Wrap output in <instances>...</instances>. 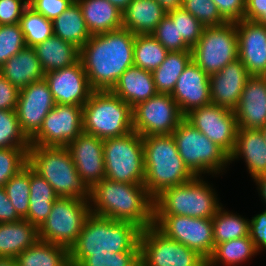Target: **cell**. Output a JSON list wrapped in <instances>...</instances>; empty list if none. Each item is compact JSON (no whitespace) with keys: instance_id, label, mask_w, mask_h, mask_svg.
Wrapping results in <instances>:
<instances>
[{"instance_id":"cell-1","label":"cell","mask_w":266,"mask_h":266,"mask_svg":"<svg viewBox=\"0 0 266 266\" xmlns=\"http://www.w3.org/2000/svg\"><path fill=\"white\" fill-rule=\"evenodd\" d=\"M135 34L121 28L91 35L79 50V60L94 91H109L134 65Z\"/></svg>"},{"instance_id":"cell-2","label":"cell","mask_w":266,"mask_h":266,"mask_svg":"<svg viewBox=\"0 0 266 266\" xmlns=\"http://www.w3.org/2000/svg\"><path fill=\"white\" fill-rule=\"evenodd\" d=\"M89 207L91 214L132 222L141 229L154 225V199L144 184L103 179L91 187Z\"/></svg>"},{"instance_id":"cell-3","label":"cell","mask_w":266,"mask_h":266,"mask_svg":"<svg viewBox=\"0 0 266 266\" xmlns=\"http://www.w3.org/2000/svg\"><path fill=\"white\" fill-rule=\"evenodd\" d=\"M141 230L132 222L90 214L77 241L69 249L70 263L78 266L86 257L107 251L140 252Z\"/></svg>"},{"instance_id":"cell-4","label":"cell","mask_w":266,"mask_h":266,"mask_svg":"<svg viewBox=\"0 0 266 266\" xmlns=\"http://www.w3.org/2000/svg\"><path fill=\"white\" fill-rule=\"evenodd\" d=\"M145 161L144 186L155 199L164 190L185 184L196 176L180 157L173 135L142 137Z\"/></svg>"},{"instance_id":"cell-5","label":"cell","mask_w":266,"mask_h":266,"mask_svg":"<svg viewBox=\"0 0 266 266\" xmlns=\"http://www.w3.org/2000/svg\"><path fill=\"white\" fill-rule=\"evenodd\" d=\"M28 164L55 190L58 197L90 200V187L79 176L66 147L30 146Z\"/></svg>"},{"instance_id":"cell-6","label":"cell","mask_w":266,"mask_h":266,"mask_svg":"<svg viewBox=\"0 0 266 266\" xmlns=\"http://www.w3.org/2000/svg\"><path fill=\"white\" fill-rule=\"evenodd\" d=\"M217 196L204 176H196L191 181L168 188L158 195L154 199V215L212 219L223 206Z\"/></svg>"},{"instance_id":"cell-7","label":"cell","mask_w":266,"mask_h":266,"mask_svg":"<svg viewBox=\"0 0 266 266\" xmlns=\"http://www.w3.org/2000/svg\"><path fill=\"white\" fill-rule=\"evenodd\" d=\"M133 131L132 108L109 91H93L83 105V132L100 139L121 137Z\"/></svg>"},{"instance_id":"cell-8","label":"cell","mask_w":266,"mask_h":266,"mask_svg":"<svg viewBox=\"0 0 266 266\" xmlns=\"http://www.w3.org/2000/svg\"><path fill=\"white\" fill-rule=\"evenodd\" d=\"M172 135L180 157L195 176L219 175L230 165V156L185 119Z\"/></svg>"},{"instance_id":"cell-9","label":"cell","mask_w":266,"mask_h":266,"mask_svg":"<svg viewBox=\"0 0 266 266\" xmlns=\"http://www.w3.org/2000/svg\"><path fill=\"white\" fill-rule=\"evenodd\" d=\"M105 179L144 184L145 161L142 136L136 131L103 142Z\"/></svg>"},{"instance_id":"cell-10","label":"cell","mask_w":266,"mask_h":266,"mask_svg":"<svg viewBox=\"0 0 266 266\" xmlns=\"http://www.w3.org/2000/svg\"><path fill=\"white\" fill-rule=\"evenodd\" d=\"M90 214L89 201L59 197L54 201L48 218L38 229L39 239L70 249Z\"/></svg>"},{"instance_id":"cell-11","label":"cell","mask_w":266,"mask_h":266,"mask_svg":"<svg viewBox=\"0 0 266 266\" xmlns=\"http://www.w3.org/2000/svg\"><path fill=\"white\" fill-rule=\"evenodd\" d=\"M192 61L209 76L238 59L236 22L204 27L202 36L191 48Z\"/></svg>"},{"instance_id":"cell-12","label":"cell","mask_w":266,"mask_h":266,"mask_svg":"<svg viewBox=\"0 0 266 266\" xmlns=\"http://www.w3.org/2000/svg\"><path fill=\"white\" fill-rule=\"evenodd\" d=\"M141 266H207V260L197 251L174 241L154 225L141 230Z\"/></svg>"},{"instance_id":"cell-13","label":"cell","mask_w":266,"mask_h":266,"mask_svg":"<svg viewBox=\"0 0 266 266\" xmlns=\"http://www.w3.org/2000/svg\"><path fill=\"white\" fill-rule=\"evenodd\" d=\"M183 119L171 94L157 93L132 108L133 131L142 137L171 135Z\"/></svg>"},{"instance_id":"cell-14","label":"cell","mask_w":266,"mask_h":266,"mask_svg":"<svg viewBox=\"0 0 266 266\" xmlns=\"http://www.w3.org/2000/svg\"><path fill=\"white\" fill-rule=\"evenodd\" d=\"M154 226L169 239L197 251L206 260L214 251L212 219L154 215Z\"/></svg>"},{"instance_id":"cell-15","label":"cell","mask_w":266,"mask_h":266,"mask_svg":"<svg viewBox=\"0 0 266 266\" xmlns=\"http://www.w3.org/2000/svg\"><path fill=\"white\" fill-rule=\"evenodd\" d=\"M184 119L221 147L229 156L232 154L239 129L233 110L210 103L192 109L184 115Z\"/></svg>"},{"instance_id":"cell-16","label":"cell","mask_w":266,"mask_h":266,"mask_svg":"<svg viewBox=\"0 0 266 266\" xmlns=\"http://www.w3.org/2000/svg\"><path fill=\"white\" fill-rule=\"evenodd\" d=\"M83 132V107L56 104L43 120L30 146L66 147Z\"/></svg>"},{"instance_id":"cell-17","label":"cell","mask_w":266,"mask_h":266,"mask_svg":"<svg viewBox=\"0 0 266 266\" xmlns=\"http://www.w3.org/2000/svg\"><path fill=\"white\" fill-rule=\"evenodd\" d=\"M56 102L45 79L20 89L16 114L21 131L30 140Z\"/></svg>"},{"instance_id":"cell-18","label":"cell","mask_w":266,"mask_h":266,"mask_svg":"<svg viewBox=\"0 0 266 266\" xmlns=\"http://www.w3.org/2000/svg\"><path fill=\"white\" fill-rule=\"evenodd\" d=\"M44 79L56 104L83 107L94 91L80 60L69 67L46 72Z\"/></svg>"},{"instance_id":"cell-19","label":"cell","mask_w":266,"mask_h":266,"mask_svg":"<svg viewBox=\"0 0 266 266\" xmlns=\"http://www.w3.org/2000/svg\"><path fill=\"white\" fill-rule=\"evenodd\" d=\"M103 142L104 139L82 132L66 146L79 176L90 188L105 179Z\"/></svg>"},{"instance_id":"cell-20","label":"cell","mask_w":266,"mask_h":266,"mask_svg":"<svg viewBox=\"0 0 266 266\" xmlns=\"http://www.w3.org/2000/svg\"><path fill=\"white\" fill-rule=\"evenodd\" d=\"M238 59L251 76L266 70V25L242 19L236 22Z\"/></svg>"},{"instance_id":"cell-21","label":"cell","mask_w":266,"mask_h":266,"mask_svg":"<svg viewBox=\"0 0 266 266\" xmlns=\"http://www.w3.org/2000/svg\"><path fill=\"white\" fill-rule=\"evenodd\" d=\"M171 97L183 115L192 109L209 105L210 76L191 60L179 76Z\"/></svg>"},{"instance_id":"cell-22","label":"cell","mask_w":266,"mask_h":266,"mask_svg":"<svg viewBox=\"0 0 266 266\" xmlns=\"http://www.w3.org/2000/svg\"><path fill=\"white\" fill-rule=\"evenodd\" d=\"M251 77L243 63L236 59L210 76L211 104L235 110L246 81Z\"/></svg>"},{"instance_id":"cell-23","label":"cell","mask_w":266,"mask_h":266,"mask_svg":"<svg viewBox=\"0 0 266 266\" xmlns=\"http://www.w3.org/2000/svg\"><path fill=\"white\" fill-rule=\"evenodd\" d=\"M234 112L238 128L262 129L266 126V81L261 76H251L246 81Z\"/></svg>"},{"instance_id":"cell-24","label":"cell","mask_w":266,"mask_h":266,"mask_svg":"<svg viewBox=\"0 0 266 266\" xmlns=\"http://www.w3.org/2000/svg\"><path fill=\"white\" fill-rule=\"evenodd\" d=\"M239 158L244 159L247 171L253 179L266 174V138L262 129H238L230 163L239 161Z\"/></svg>"},{"instance_id":"cell-25","label":"cell","mask_w":266,"mask_h":266,"mask_svg":"<svg viewBox=\"0 0 266 266\" xmlns=\"http://www.w3.org/2000/svg\"><path fill=\"white\" fill-rule=\"evenodd\" d=\"M110 91L131 108L157 94L152 72L134 65L119 77Z\"/></svg>"},{"instance_id":"cell-26","label":"cell","mask_w":266,"mask_h":266,"mask_svg":"<svg viewBox=\"0 0 266 266\" xmlns=\"http://www.w3.org/2000/svg\"><path fill=\"white\" fill-rule=\"evenodd\" d=\"M0 73L19 90L44 79L45 73L33 47H25L0 67Z\"/></svg>"},{"instance_id":"cell-27","label":"cell","mask_w":266,"mask_h":266,"mask_svg":"<svg viewBox=\"0 0 266 266\" xmlns=\"http://www.w3.org/2000/svg\"><path fill=\"white\" fill-rule=\"evenodd\" d=\"M167 15L155 0H132L122 12L123 28L133 34H151L158 23Z\"/></svg>"},{"instance_id":"cell-28","label":"cell","mask_w":266,"mask_h":266,"mask_svg":"<svg viewBox=\"0 0 266 266\" xmlns=\"http://www.w3.org/2000/svg\"><path fill=\"white\" fill-rule=\"evenodd\" d=\"M91 35L121 29L122 12L107 0H76Z\"/></svg>"},{"instance_id":"cell-29","label":"cell","mask_w":266,"mask_h":266,"mask_svg":"<svg viewBox=\"0 0 266 266\" xmlns=\"http://www.w3.org/2000/svg\"><path fill=\"white\" fill-rule=\"evenodd\" d=\"M39 240L38 228L26 219L0 223V257L16 258Z\"/></svg>"},{"instance_id":"cell-30","label":"cell","mask_w":266,"mask_h":266,"mask_svg":"<svg viewBox=\"0 0 266 266\" xmlns=\"http://www.w3.org/2000/svg\"><path fill=\"white\" fill-rule=\"evenodd\" d=\"M33 48L44 73L69 67L79 60V49L55 35Z\"/></svg>"},{"instance_id":"cell-31","label":"cell","mask_w":266,"mask_h":266,"mask_svg":"<svg viewBox=\"0 0 266 266\" xmlns=\"http://www.w3.org/2000/svg\"><path fill=\"white\" fill-rule=\"evenodd\" d=\"M58 195L52 186L30 166L29 210L24 218L38 229L48 218Z\"/></svg>"},{"instance_id":"cell-32","label":"cell","mask_w":266,"mask_h":266,"mask_svg":"<svg viewBox=\"0 0 266 266\" xmlns=\"http://www.w3.org/2000/svg\"><path fill=\"white\" fill-rule=\"evenodd\" d=\"M52 27L53 35L73 44L79 50L91 37L77 1H73L61 15L52 20Z\"/></svg>"},{"instance_id":"cell-33","label":"cell","mask_w":266,"mask_h":266,"mask_svg":"<svg viewBox=\"0 0 266 266\" xmlns=\"http://www.w3.org/2000/svg\"><path fill=\"white\" fill-rule=\"evenodd\" d=\"M260 251L254 245L250 235L217 244L207 259V266H237L252 259ZM253 256V257H252Z\"/></svg>"},{"instance_id":"cell-34","label":"cell","mask_w":266,"mask_h":266,"mask_svg":"<svg viewBox=\"0 0 266 266\" xmlns=\"http://www.w3.org/2000/svg\"><path fill=\"white\" fill-rule=\"evenodd\" d=\"M18 266H68L67 247L39 240L16 257Z\"/></svg>"},{"instance_id":"cell-35","label":"cell","mask_w":266,"mask_h":266,"mask_svg":"<svg viewBox=\"0 0 266 266\" xmlns=\"http://www.w3.org/2000/svg\"><path fill=\"white\" fill-rule=\"evenodd\" d=\"M191 60V51L168 52L164 62L152 72L157 93L172 94L179 76Z\"/></svg>"},{"instance_id":"cell-36","label":"cell","mask_w":266,"mask_h":266,"mask_svg":"<svg viewBox=\"0 0 266 266\" xmlns=\"http://www.w3.org/2000/svg\"><path fill=\"white\" fill-rule=\"evenodd\" d=\"M214 245L249 235L250 220L222 206L212 218Z\"/></svg>"},{"instance_id":"cell-37","label":"cell","mask_w":266,"mask_h":266,"mask_svg":"<svg viewBox=\"0 0 266 266\" xmlns=\"http://www.w3.org/2000/svg\"><path fill=\"white\" fill-rule=\"evenodd\" d=\"M168 50L152 34H137L134 39V66L155 71L165 60Z\"/></svg>"},{"instance_id":"cell-38","label":"cell","mask_w":266,"mask_h":266,"mask_svg":"<svg viewBox=\"0 0 266 266\" xmlns=\"http://www.w3.org/2000/svg\"><path fill=\"white\" fill-rule=\"evenodd\" d=\"M19 25L27 47H34L53 35L52 20L36 12L29 5L22 13Z\"/></svg>"},{"instance_id":"cell-39","label":"cell","mask_w":266,"mask_h":266,"mask_svg":"<svg viewBox=\"0 0 266 266\" xmlns=\"http://www.w3.org/2000/svg\"><path fill=\"white\" fill-rule=\"evenodd\" d=\"M4 189L17 214L24 219L30 205V165L27 164L18 174L11 177Z\"/></svg>"},{"instance_id":"cell-40","label":"cell","mask_w":266,"mask_h":266,"mask_svg":"<svg viewBox=\"0 0 266 266\" xmlns=\"http://www.w3.org/2000/svg\"><path fill=\"white\" fill-rule=\"evenodd\" d=\"M30 148V140L21 131L16 110H0V149Z\"/></svg>"},{"instance_id":"cell-41","label":"cell","mask_w":266,"mask_h":266,"mask_svg":"<svg viewBox=\"0 0 266 266\" xmlns=\"http://www.w3.org/2000/svg\"><path fill=\"white\" fill-rule=\"evenodd\" d=\"M174 23H177L179 36H182L184 42L192 48L202 36L204 25L182 7L168 11Z\"/></svg>"},{"instance_id":"cell-42","label":"cell","mask_w":266,"mask_h":266,"mask_svg":"<svg viewBox=\"0 0 266 266\" xmlns=\"http://www.w3.org/2000/svg\"><path fill=\"white\" fill-rule=\"evenodd\" d=\"M30 148L0 149V187L18 174L28 164V150Z\"/></svg>"},{"instance_id":"cell-43","label":"cell","mask_w":266,"mask_h":266,"mask_svg":"<svg viewBox=\"0 0 266 266\" xmlns=\"http://www.w3.org/2000/svg\"><path fill=\"white\" fill-rule=\"evenodd\" d=\"M181 7L198 19L205 27L221 26L227 23L212 0H182Z\"/></svg>"},{"instance_id":"cell-44","label":"cell","mask_w":266,"mask_h":266,"mask_svg":"<svg viewBox=\"0 0 266 266\" xmlns=\"http://www.w3.org/2000/svg\"><path fill=\"white\" fill-rule=\"evenodd\" d=\"M151 34L168 52L191 51L182 36H179L177 23H174L168 14L158 23Z\"/></svg>"},{"instance_id":"cell-45","label":"cell","mask_w":266,"mask_h":266,"mask_svg":"<svg viewBox=\"0 0 266 266\" xmlns=\"http://www.w3.org/2000/svg\"><path fill=\"white\" fill-rule=\"evenodd\" d=\"M26 47L19 23L0 25V67Z\"/></svg>"},{"instance_id":"cell-46","label":"cell","mask_w":266,"mask_h":266,"mask_svg":"<svg viewBox=\"0 0 266 266\" xmlns=\"http://www.w3.org/2000/svg\"><path fill=\"white\" fill-rule=\"evenodd\" d=\"M28 0H0V25L19 23Z\"/></svg>"},{"instance_id":"cell-47","label":"cell","mask_w":266,"mask_h":266,"mask_svg":"<svg viewBox=\"0 0 266 266\" xmlns=\"http://www.w3.org/2000/svg\"><path fill=\"white\" fill-rule=\"evenodd\" d=\"M74 0H28V4L36 12L53 20L61 15Z\"/></svg>"},{"instance_id":"cell-48","label":"cell","mask_w":266,"mask_h":266,"mask_svg":"<svg viewBox=\"0 0 266 266\" xmlns=\"http://www.w3.org/2000/svg\"><path fill=\"white\" fill-rule=\"evenodd\" d=\"M220 15L227 22H238L244 19L246 0H212Z\"/></svg>"},{"instance_id":"cell-49","label":"cell","mask_w":266,"mask_h":266,"mask_svg":"<svg viewBox=\"0 0 266 266\" xmlns=\"http://www.w3.org/2000/svg\"><path fill=\"white\" fill-rule=\"evenodd\" d=\"M20 90L0 73V110H16Z\"/></svg>"},{"instance_id":"cell-50","label":"cell","mask_w":266,"mask_h":266,"mask_svg":"<svg viewBox=\"0 0 266 266\" xmlns=\"http://www.w3.org/2000/svg\"><path fill=\"white\" fill-rule=\"evenodd\" d=\"M249 235L256 248L261 251L266 245V209L251 218Z\"/></svg>"},{"instance_id":"cell-51","label":"cell","mask_w":266,"mask_h":266,"mask_svg":"<svg viewBox=\"0 0 266 266\" xmlns=\"http://www.w3.org/2000/svg\"><path fill=\"white\" fill-rule=\"evenodd\" d=\"M244 19L266 25V0H246Z\"/></svg>"},{"instance_id":"cell-52","label":"cell","mask_w":266,"mask_h":266,"mask_svg":"<svg viewBox=\"0 0 266 266\" xmlns=\"http://www.w3.org/2000/svg\"><path fill=\"white\" fill-rule=\"evenodd\" d=\"M107 266H141L140 252H109Z\"/></svg>"},{"instance_id":"cell-53","label":"cell","mask_w":266,"mask_h":266,"mask_svg":"<svg viewBox=\"0 0 266 266\" xmlns=\"http://www.w3.org/2000/svg\"><path fill=\"white\" fill-rule=\"evenodd\" d=\"M21 219L11 204L4 187H0V223L16 222Z\"/></svg>"},{"instance_id":"cell-54","label":"cell","mask_w":266,"mask_h":266,"mask_svg":"<svg viewBox=\"0 0 266 266\" xmlns=\"http://www.w3.org/2000/svg\"><path fill=\"white\" fill-rule=\"evenodd\" d=\"M108 251L86 257L78 266H107Z\"/></svg>"},{"instance_id":"cell-55","label":"cell","mask_w":266,"mask_h":266,"mask_svg":"<svg viewBox=\"0 0 266 266\" xmlns=\"http://www.w3.org/2000/svg\"><path fill=\"white\" fill-rule=\"evenodd\" d=\"M254 182L257 185L258 194L260 193L259 195L261 196L262 200L264 201L263 203L266 204V174L257 176L254 179Z\"/></svg>"},{"instance_id":"cell-56","label":"cell","mask_w":266,"mask_h":266,"mask_svg":"<svg viewBox=\"0 0 266 266\" xmlns=\"http://www.w3.org/2000/svg\"><path fill=\"white\" fill-rule=\"evenodd\" d=\"M157 1L166 12L175 10L182 6V0H155Z\"/></svg>"},{"instance_id":"cell-57","label":"cell","mask_w":266,"mask_h":266,"mask_svg":"<svg viewBox=\"0 0 266 266\" xmlns=\"http://www.w3.org/2000/svg\"><path fill=\"white\" fill-rule=\"evenodd\" d=\"M112 5H114L119 11L123 12L132 0H107Z\"/></svg>"},{"instance_id":"cell-58","label":"cell","mask_w":266,"mask_h":266,"mask_svg":"<svg viewBox=\"0 0 266 266\" xmlns=\"http://www.w3.org/2000/svg\"><path fill=\"white\" fill-rule=\"evenodd\" d=\"M0 266H18L16 258L0 257Z\"/></svg>"},{"instance_id":"cell-59","label":"cell","mask_w":266,"mask_h":266,"mask_svg":"<svg viewBox=\"0 0 266 266\" xmlns=\"http://www.w3.org/2000/svg\"><path fill=\"white\" fill-rule=\"evenodd\" d=\"M261 77L266 81V70L261 74Z\"/></svg>"},{"instance_id":"cell-60","label":"cell","mask_w":266,"mask_h":266,"mask_svg":"<svg viewBox=\"0 0 266 266\" xmlns=\"http://www.w3.org/2000/svg\"><path fill=\"white\" fill-rule=\"evenodd\" d=\"M262 131H263L265 138H266V126L264 128H262Z\"/></svg>"}]
</instances>
